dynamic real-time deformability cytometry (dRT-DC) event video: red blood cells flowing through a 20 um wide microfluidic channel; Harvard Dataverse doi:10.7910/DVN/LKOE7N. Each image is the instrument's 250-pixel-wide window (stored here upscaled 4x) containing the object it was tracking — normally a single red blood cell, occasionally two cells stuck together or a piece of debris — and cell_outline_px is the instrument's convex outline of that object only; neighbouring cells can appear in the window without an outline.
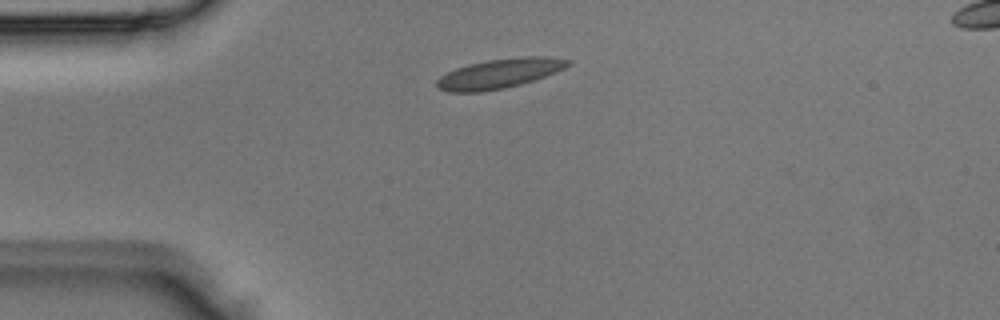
{"species": "Egyptian fruit bat (a non-hibernating species)", "species_latin": "Rousettus aegyptiacus", "temperature_condition": "room temperature", "stored_images_in_passage": 2, "camera_frame_rate_fps": 3000, "um_per_image_px": 0.085, "animal": {"sex": "male"}, "frame": {"image": 1, "passage_image": 1, "time_ms": 0.0, "image_size_px": [1000, 320], "cell_outline_px": [[572, 64], [556, 72], [520, 84], [504, 88], [480, 92], [448, 92], [436, 88], [436, 80], [440, 76], [456, 68], [468, 64], [488, 60], [524, 56], [548, 56], [572, 60]], "centroid_in_image_um": [42.45, 6.24], "position_along_channel_um": 42.6, "area_um2": 22.66}}